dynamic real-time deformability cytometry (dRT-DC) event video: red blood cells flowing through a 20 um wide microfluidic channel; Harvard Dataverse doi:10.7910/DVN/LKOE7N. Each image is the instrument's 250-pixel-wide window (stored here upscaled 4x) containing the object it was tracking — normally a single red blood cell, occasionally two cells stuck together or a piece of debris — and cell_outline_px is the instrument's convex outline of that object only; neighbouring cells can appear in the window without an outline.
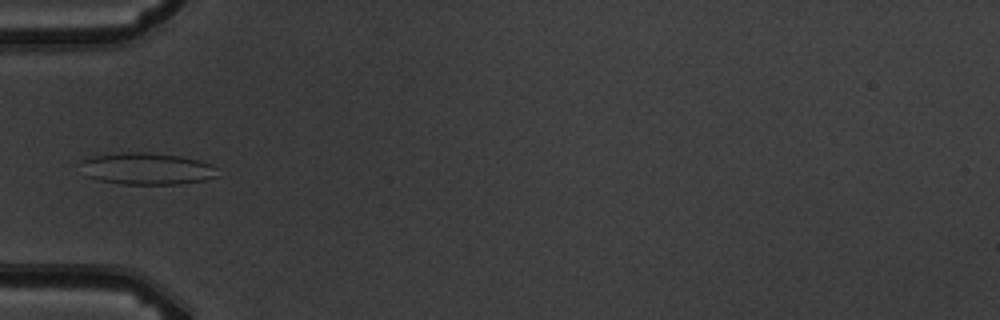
{"species": "common noctule bat (a hibernating species)", "species_latin": "Nyctalus noctula", "temperature_condition": "warm", "stored_images_in_passage": 5, "camera_frame_rate_fps": 3000, "um_per_image_px": 0.085, "animal": {"sex": "male", "body_mass_g": 19.5, "forearm_length_mm": 54.6}, "frame": {"image": 1, "passage_image": 3, "time_ms": 3.333, "image_size_px": [1000, 320], "cell_outline_px": [[220, 176], [204, 180], [180, 184], [120, 184], [96, 180], [84, 176], [80, 160], [92, 156], [124, 152], [148, 152], [180, 156], [200, 160], [212, 164], [216, 168]], "centroid_in_image_um": [12.47, 14.34], "position_along_channel_um": 72.5, "area_um2": 25.84}}
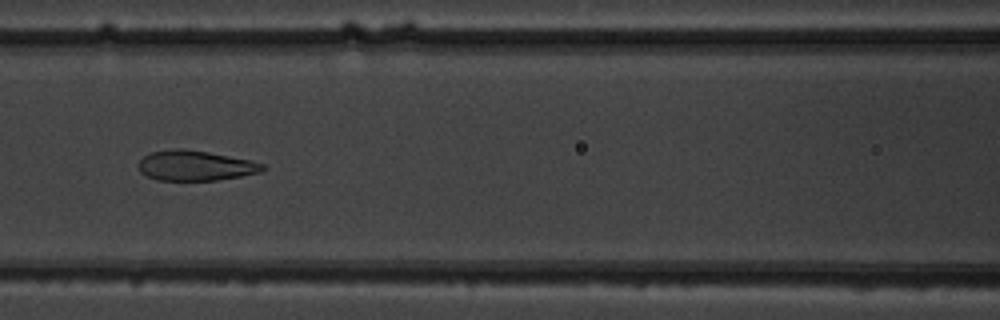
{"frame": {"image": 2, "passage_image": 5, "time_ms": 5.333, "image_size_px": [1000, 320], "cell_outline_px": [[268, 168], [260, 172], [240, 176], [216, 180], [156, 180], [140, 172], [140, 160], [144, 156], [152, 152], [176, 148], [184, 148], [208, 152], [248, 160], [264, 164]], "centroid_in_image_um": [16.61, 14.07], "position_along_channel_um": 150.0, "area_um2": 21.56}}